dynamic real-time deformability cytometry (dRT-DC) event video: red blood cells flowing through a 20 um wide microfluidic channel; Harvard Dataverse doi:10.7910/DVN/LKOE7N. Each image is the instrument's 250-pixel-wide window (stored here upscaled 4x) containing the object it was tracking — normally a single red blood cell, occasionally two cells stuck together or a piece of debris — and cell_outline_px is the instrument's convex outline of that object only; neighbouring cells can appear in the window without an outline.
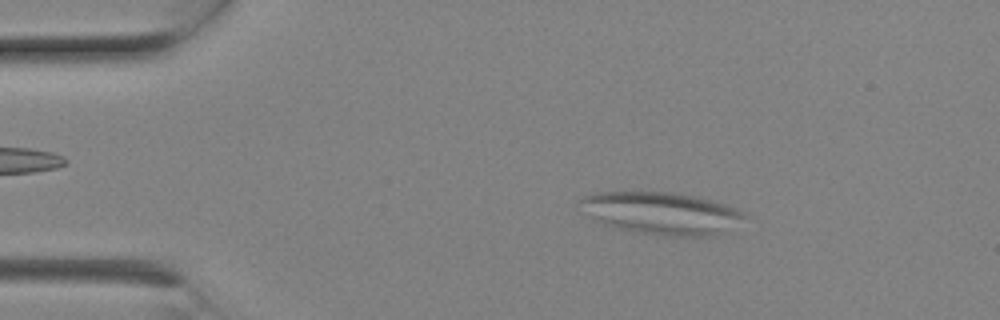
{"species": "Egyptian fruit bat (a non-hibernating species)", "species_latin": "Rousettus aegyptiacus", "temperature_condition": "room temperature", "stored_images_in_passage": 9, "camera_frame_rate_fps": 3000, "um_per_image_px": 0.085, "animal": {"sex": "female"}, "frame": {"image": 1, "passage_image": 3, "time_ms": 0.667, "image_size_px": [1000, 320], "cell_outline_px": [[748, 212], [744, 216], [724, 232], [712, 236], [664, 236], [640, 232], [620, 228], [604, 224], [596, 220], [576, 200], [584, 196], [596, 192], [668, 192], [696, 196], [724, 204]], "centroid_in_image_um": [56.23, 18.11], "position_along_channel_um": 28.8, "area_um2": 39.88}}
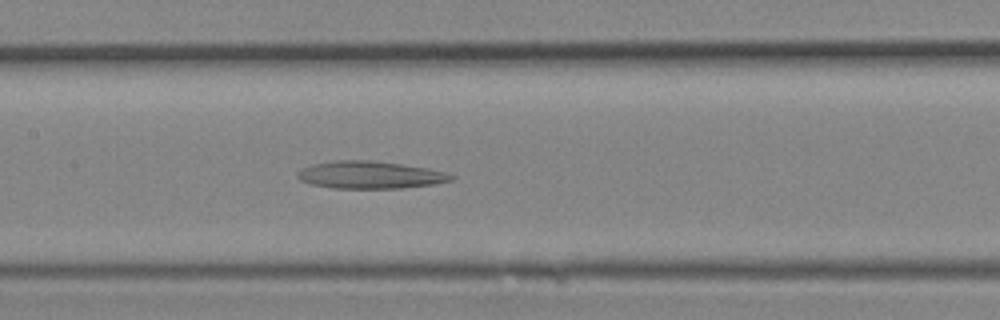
{"frame": {"image": 2, "passage_image": 9, "time_ms": 2.667, "image_size_px": [1000, 320], "cell_outline_px": [[456, 176], [452, 180], [436, 184], [404, 188], [332, 188], [312, 184], [300, 180], [296, 176], [296, 172], [300, 168], [312, 164], [332, 160], [372, 160], [428, 168], [448, 172]], "centroid_in_image_um": [31.46, 14.86], "position_along_channel_um": 175.9, "area_um2": 24.85}}